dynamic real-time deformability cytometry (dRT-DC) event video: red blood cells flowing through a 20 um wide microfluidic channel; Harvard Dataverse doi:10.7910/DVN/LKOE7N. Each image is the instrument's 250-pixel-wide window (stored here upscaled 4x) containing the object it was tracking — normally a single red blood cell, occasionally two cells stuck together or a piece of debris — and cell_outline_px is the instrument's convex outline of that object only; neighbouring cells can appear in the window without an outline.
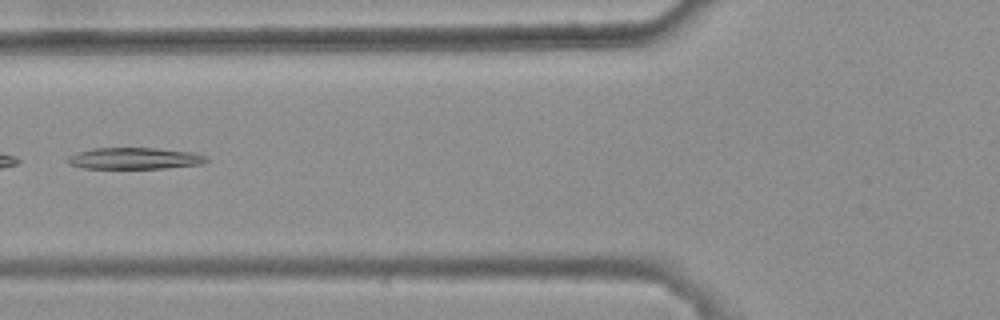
{"species": "common noctule bat (a hibernating species)", "species_latin": "Nyctalus noctula", "temperature_condition": "warm", "stored_images_in_passage": 6, "camera_frame_rate_fps": 3000, "um_per_image_px": 0.085, "animal": {"sex": "female", "body_mass_g": 25.1}, "frame": {"image": 1, "passage_image": 5, "time_ms": 1.333, "image_size_px": [1000, 320], "cell_outline_px": [[208, 160], [204, 164], [164, 168], [84, 168], [68, 164], [64, 160], [68, 156], [76, 152], [92, 148], [156, 148], [192, 152], [208, 156]], "centroid_in_image_um": [11.42, 13.46], "position_along_channel_um": 114.4, "area_um2": 17.57}}
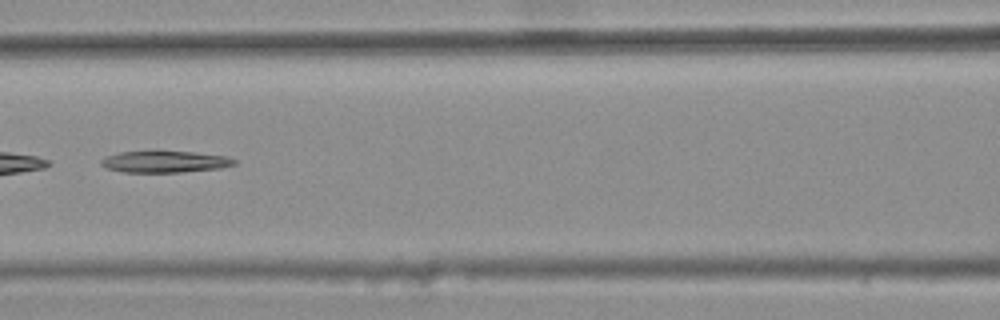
{"frame": {"image": 2, "passage_image": 6, "time_ms": 1.667, "image_size_px": [1000, 320], "cell_outline_px": [[236, 164], [220, 168], [180, 172], [124, 172], [104, 168], [100, 164], [100, 160], [104, 156], [120, 152], [192, 152], [228, 156], [236, 160]], "centroid_in_image_um": [13.98, 13.75], "position_along_channel_um": 152.6, "area_um2": 16.65}}